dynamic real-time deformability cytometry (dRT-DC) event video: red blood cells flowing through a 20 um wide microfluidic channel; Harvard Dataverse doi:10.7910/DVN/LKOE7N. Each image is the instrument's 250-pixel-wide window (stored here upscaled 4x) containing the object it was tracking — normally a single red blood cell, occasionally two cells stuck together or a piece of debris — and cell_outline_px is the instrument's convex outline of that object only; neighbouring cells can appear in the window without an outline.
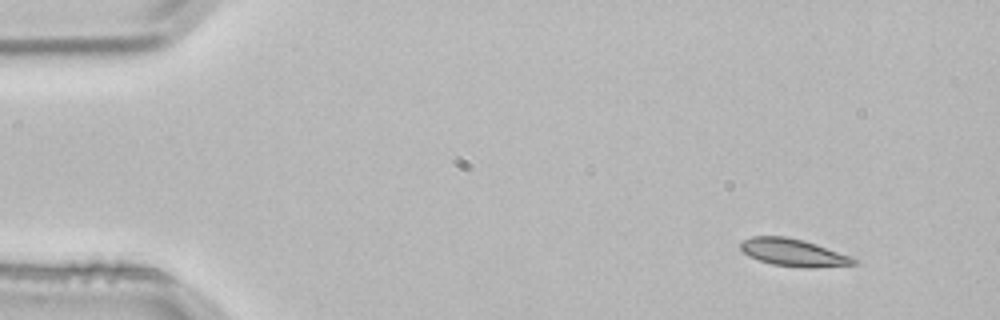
{"species": "common noctule bat (a hibernating species)", "species_latin": "Nyctalus noctula", "temperature_condition": "room temperature", "stored_images_in_passage": 3, "camera_frame_rate_fps": 3000, "um_per_image_px": 0.085, "animal": {"sex": "male", "body_mass_g": 21.5, "forearm_length_mm": 52.0}, "frame": {"image": 1, "passage_image": 1, "time_ms": 0.0, "image_size_px": [1000, 320], "cell_outline_px": [[856, 264], [812, 268], [804, 268], [772, 264], [748, 256], [740, 248], [740, 244], [744, 240], [752, 236], [784, 236], [804, 240], [852, 256], [856, 260]], "centroid_in_image_um": [67.45, 21.47], "position_along_channel_um": 17.6, "area_um2": 18.03}}
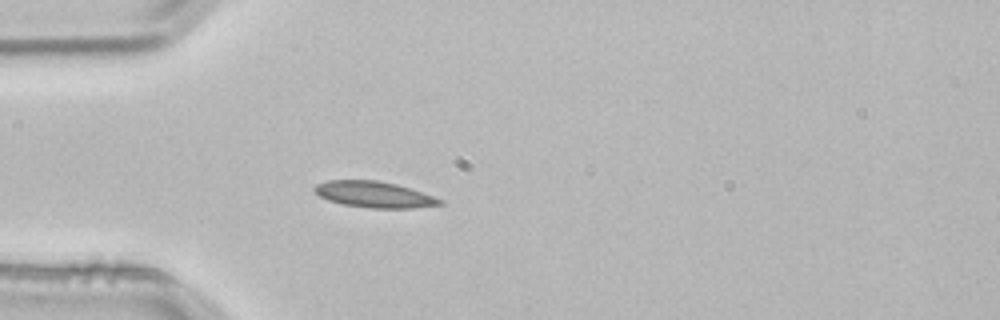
{"frame": {"image": 2, "passage_image": 3, "time_ms": 0.667, "image_size_px": [1000, 320], "cell_outline_px": [[444, 204], [412, 208], [368, 208], [344, 204], [328, 200], [320, 196], [312, 188], [316, 184], [328, 180], [376, 180], [396, 184], [444, 200]], "centroid_in_image_um": [31.78, 16.53], "position_along_channel_um": 53.2, "area_um2": 18.9}}